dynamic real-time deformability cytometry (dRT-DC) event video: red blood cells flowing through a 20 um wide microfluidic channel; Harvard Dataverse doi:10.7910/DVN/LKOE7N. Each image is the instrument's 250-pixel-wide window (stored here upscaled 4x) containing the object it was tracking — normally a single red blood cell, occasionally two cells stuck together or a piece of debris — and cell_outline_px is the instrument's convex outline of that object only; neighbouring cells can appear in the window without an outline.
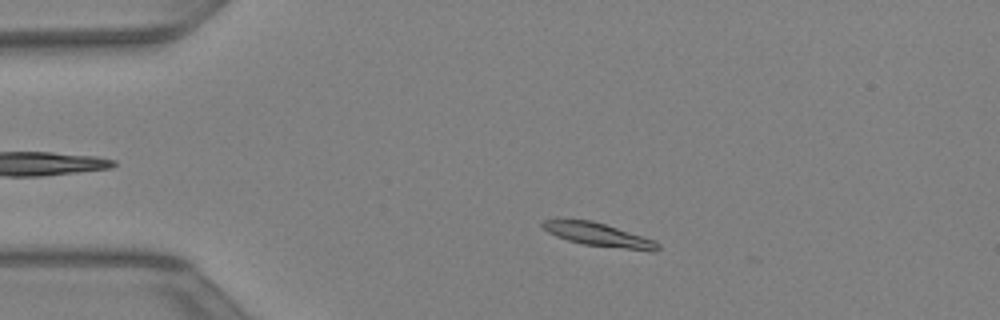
{"species": "Egyptian fruit bat (a non-hibernating species)", "species_latin": "Rousettus aegyptiacus", "temperature_condition": "warm", "stored_images_in_passage": 41, "camera_frame_rate_fps": 3000, "um_per_image_px": 0.085, "animal": {"sex": "female"}, "frame": {"image": 1, "passage_image": 7, "time_ms": 2.0, "image_size_px": [1000, 320], "cell_outline_px": [[660, 248], [656, 252], [652, 252], [584, 244], [568, 240], [556, 236], [548, 232], [540, 224], [544, 220], [592, 220], [652, 240], [660, 244]], "centroid_in_image_um": [50.89, 19.97], "position_along_channel_um": 34.1, "area_um2": 15.26}}
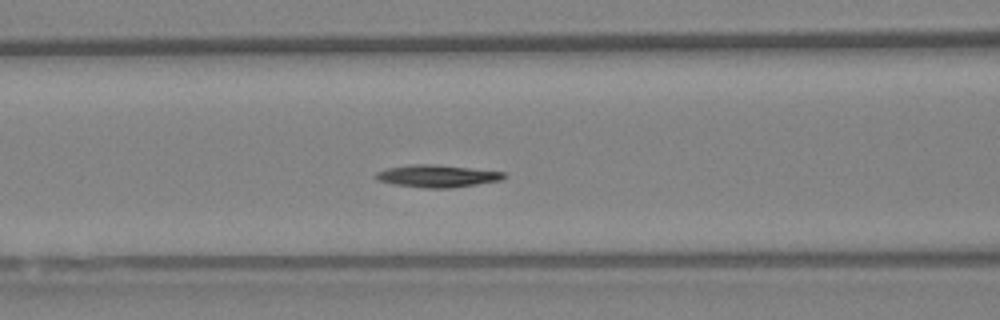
{"frame": {"image": 2, "passage_image": 16, "time_ms": 5.0, "image_size_px": [1000, 320], "cell_outline_px": [[508, 176], [500, 180], [452, 188], [424, 188], [392, 184], [376, 180], [372, 176], [376, 172], [388, 168], [412, 164], [436, 164], [504, 172]], "centroid_in_image_um": [37.11, 14.96], "position_along_channel_um": 129.5, "area_um2": 16.76}}
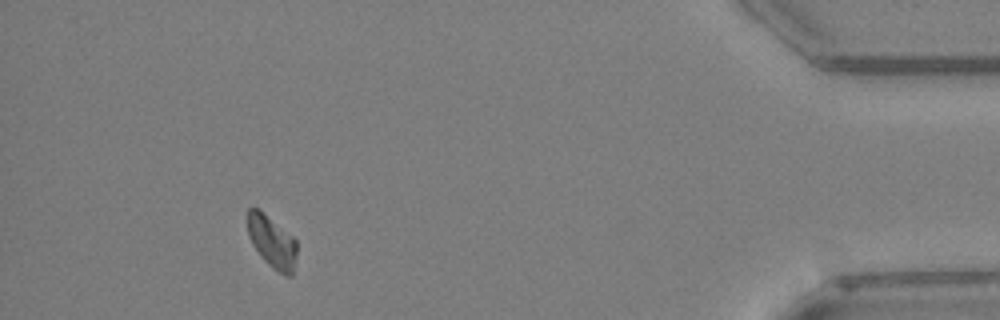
{"frame": {"image": 3, "passage_image": 38, "time_ms": 12.333, "image_size_px": [1000, 320], "cell_outline_px": [[296, 256], [292, 276], [284, 276], [272, 268], [260, 256], [252, 244], [248, 236], [248, 208], [256, 208], [292, 236], [296, 240]], "centroid_in_image_um": [23.12, 20.61], "position_along_channel_um": 412.1, "area_um2": 14.68}}